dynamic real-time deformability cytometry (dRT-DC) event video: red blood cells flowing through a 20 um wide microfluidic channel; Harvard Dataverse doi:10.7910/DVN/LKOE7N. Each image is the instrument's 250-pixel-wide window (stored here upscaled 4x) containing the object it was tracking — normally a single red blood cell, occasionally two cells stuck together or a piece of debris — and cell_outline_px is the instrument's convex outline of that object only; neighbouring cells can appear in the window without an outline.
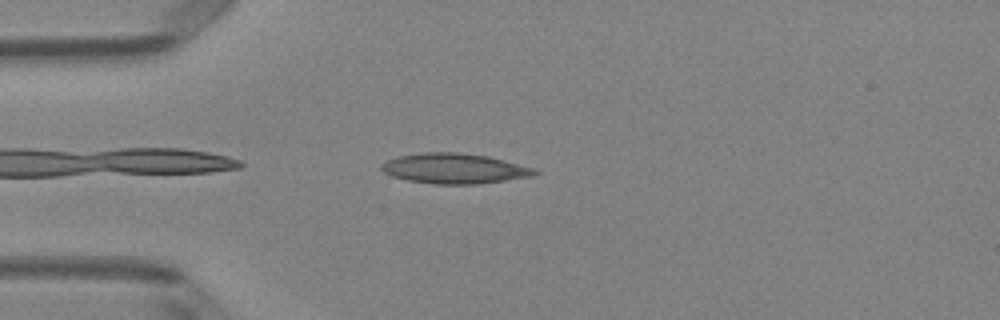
{"species": "Egyptian fruit bat (a non-hibernating species)", "species_latin": "Rousettus aegyptiacus", "temperature_condition": "room temperature", "stored_images_in_passage": 38, "camera_frame_rate_fps": 3000, "um_per_image_px": 0.085, "animal": {"sex": "female"}, "frame": {"image": 1, "passage_image": 2, "time_ms": 0.333, "image_size_px": [1000, 320], "cell_outline_px": [[540, 172], [536, 176], [476, 184], [436, 184], [408, 180], [392, 176], [384, 172], [380, 168], [380, 164], [388, 160], [400, 156], [424, 152], [460, 152], [488, 156], [536, 168]], "centroid_in_image_um": [38.68, 14.32], "position_along_channel_um": 46.3, "area_um2": 27.05}}
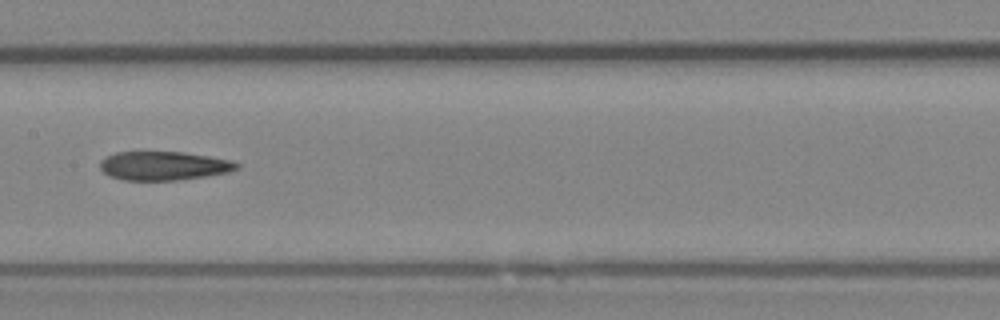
{"frame": {"image": 2, "passage_image": 14, "time_ms": 4.333, "image_size_px": [1000, 320], "cell_outline_px": [[240, 168], [228, 172], [204, 176], [176, 180], [124, 180], [108, 176], [100, 168], [100, 160], [116, 152], [184, 152], [232, 160], [240, 164]], "centroid_in_image_um": [13.92, 14.09], "position_along_channel_um": 193.5, "area_um2": 22.89}}
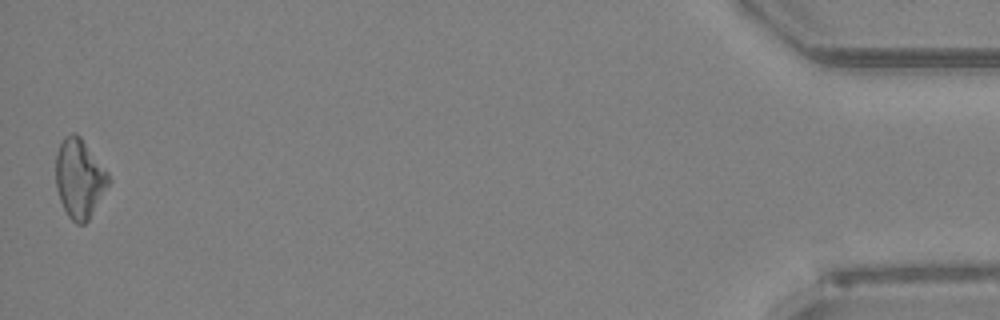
{"frame": {"image": 3, "passage_image": 38, "time_ms": 12.333, "image_size_px": [1000, 320], "cell_outline_px": [[112, 180], [88, 220], [84, 224], [76, 224], [68, 216], [60, 200], [56, 188], [56, 152], [64, 136], [72, 132], [76, 132], [80, 136], [108, 172]], "centroid_in_image_um": [6.75, 15.15], "position_along_channel_um": 428.4, "area_um2": 24.39}, "authors_computed_cell_mechanics": {"area_um2": 24.1315, "velocity_mm_per_s": 4.0934, "shape_relaxation_time_tau1_ms": null, "shape_relaxation_time_tau2_ms": 9.9289, "deformation_change_tau1": null, "deformation_change_tau2": 0.2385}}